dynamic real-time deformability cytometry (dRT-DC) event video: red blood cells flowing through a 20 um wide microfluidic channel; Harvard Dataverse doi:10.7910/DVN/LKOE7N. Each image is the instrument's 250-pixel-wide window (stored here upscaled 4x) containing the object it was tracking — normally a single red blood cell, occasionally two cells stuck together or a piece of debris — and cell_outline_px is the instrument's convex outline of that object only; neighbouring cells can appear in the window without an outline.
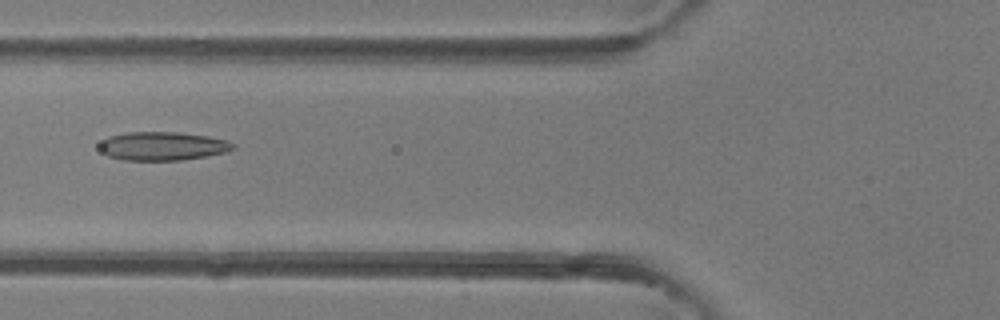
{"species": "common noctule bat (a hibernating species)", "species_latin": "Nyctalus noctula", "temperature_condition": "room temperature", "stored_images_in_passage": 4, "camera_frame_rate_fps": 3000, "um_per_image_px": 0.085, "animal": {"sex": "female"}, "frame": {"image": 1, "passage_image": 4, "time_ms": 3.333, "image_size_px": [1000, 320], "cell_outline_px": [[236, 148], [224, 152], [208, 156], [180, 160], [120, 160], [108, 156], [100, 148], [100, 144], [108, 136], [128, 132], [180, 132], [208, 136], [228, 140], [236, 144]], "centroid_in_image_um": [13.86, 12.41], "position_along_channel_um": 111.9, "area_um2": 22.31}}